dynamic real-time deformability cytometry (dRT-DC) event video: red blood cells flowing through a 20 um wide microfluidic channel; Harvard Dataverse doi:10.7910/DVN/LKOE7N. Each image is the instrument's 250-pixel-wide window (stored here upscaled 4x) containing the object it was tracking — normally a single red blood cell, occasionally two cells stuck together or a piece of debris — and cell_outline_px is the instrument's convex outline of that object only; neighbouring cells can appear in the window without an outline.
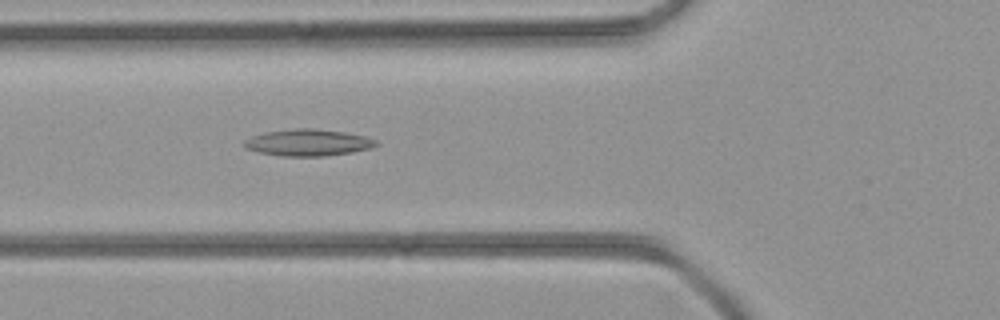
{"species": "common noctule bat (a hibernating species)", "species_latin": "Nyctalus noctula", "temperature_condition": "room temperature", "stored_images_in_passage": 43, "camera_frame_rate_fps": 3000, "um_per_image_px": 0.085, "animal": {"sex": "female", "body_mass_g": 21.9}, "frame": {"image": 1, "passage_image": 16, "time_ms": 5.0, "image_size_px": [1000, 320], "cell_outline_px": [[380, 144], [372, 148], [352, 152], [324, 156], [280, 156], [260, 152], [244, 148], [244, 140], [252, 136], [264, 132], [292, 128], [312, 128], [344, 132], [364, 136], [376, 140]], "centroid_in_image_um": [26.18, 12.11], "position_along_channel_um": 99.6, "area_um2": 20.58}}
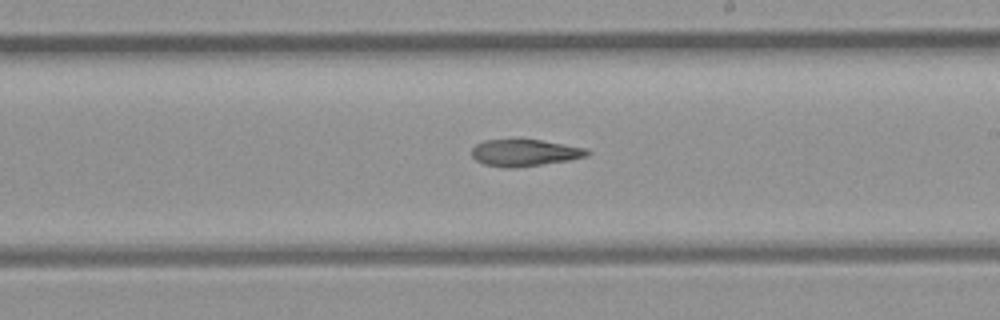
{"frame": {"image": 2, "passage_image": 25, "time_ms": 8.0, "image_size_px": [1000, 320], "cell_outline_px": [[592, 152], [588, 156], [568, 160], [516, 168], [504, 168], [484, 164], [476, 160], [472, 156], [472, 148], [476, 144], [484, 140], [540, 140], [588, 148]], "centroid_in_image_um": [44.62, 12.99], "position_along_channel_um": 244.4, "area_um2": 18.03}}
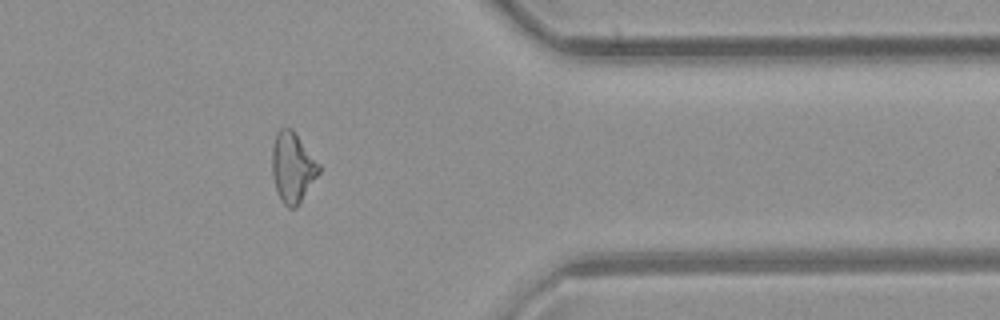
{"frame": {"image": 3, "passage_image": 35, "time_ms": 11.333, "image_size_px": [1000, 320], "cell_outline_px": [[320, 172], [300, 204], [296, 208], [288, 208], [280, 200], [276, 192], [272, 176], [272, 148], [276, 132], [280, 128], [292, 128], [320, 164]], "centroid_in_image_um": [24.86, 14.25], "position_along_channel_um": 386.5, "area_um2": 19.48}}